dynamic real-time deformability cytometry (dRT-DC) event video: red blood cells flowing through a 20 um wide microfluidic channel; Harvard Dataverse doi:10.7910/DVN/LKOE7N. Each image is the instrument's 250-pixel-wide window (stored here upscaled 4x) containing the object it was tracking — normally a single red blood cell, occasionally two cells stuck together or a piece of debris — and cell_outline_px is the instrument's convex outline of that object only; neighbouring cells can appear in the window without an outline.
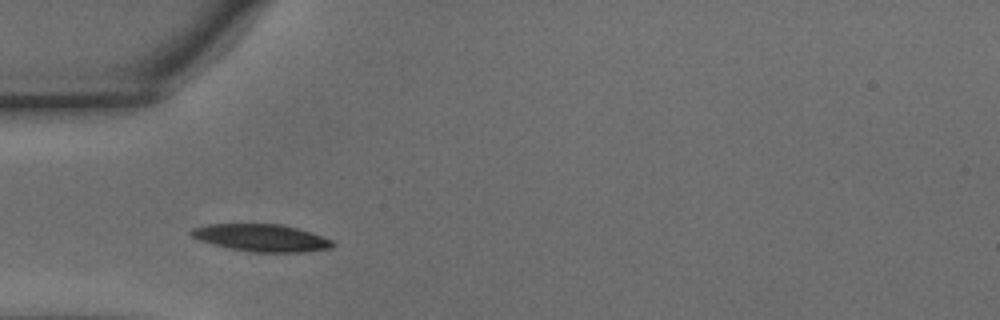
{"species": "common noctule bat (a hibernating species)", "species_latin": "Nyctalus noctula", "temperature_condition": "warm", "stored_images_in_passage": 9, "camera_frame_rate_fps": 3000, "um_per_image_px": 0.085, "animal": {"sex": "male", "body_mass_g": 15.6}, "frame": {"image": 1, "passage_image": 6, "time_ms": 1.667, "image_size_px": [1000, 320], "cell_outline_px": [[336, 244], [332, 248], [304, 252], [252, 252], [228, 248], [212, 244], [200, 240], [192, 236], [188, 232], [192, 228], [208, 224], [280, 224], [312, 232], [332, 240]], "centroid_in_image_um": [22.23, 20.22], "position_along_channel_um": 62.8, "area_um2": 22.54}}